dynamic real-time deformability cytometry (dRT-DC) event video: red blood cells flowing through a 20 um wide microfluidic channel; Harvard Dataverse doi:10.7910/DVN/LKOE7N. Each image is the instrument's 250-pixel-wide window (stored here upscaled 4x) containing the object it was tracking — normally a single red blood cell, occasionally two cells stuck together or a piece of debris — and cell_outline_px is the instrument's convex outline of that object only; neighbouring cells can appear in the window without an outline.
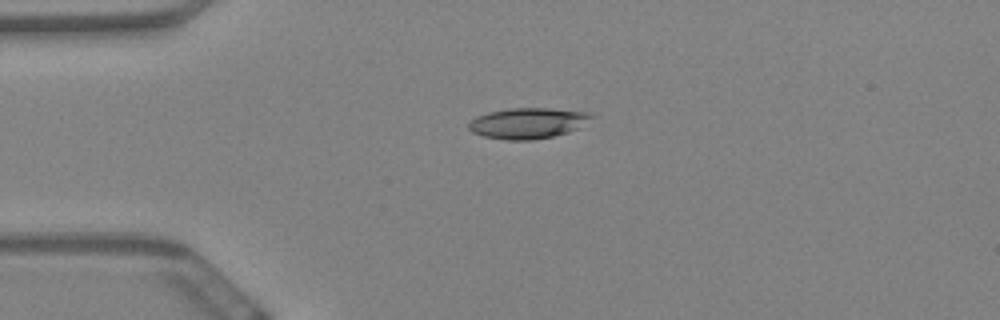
{"species": "Egyptian fruit bat (a non-hibernating species)", "species_latin": "Rousettus aegyptiacus", "temperature_condition": "warm", "stored_images_in_passage": 47, "camera_frame_rate_fps": 3000, "um_per_image_px": 0.085, "animal": {"sex": "female"}, "frame": {"image": 1, "passage_image": 1, "time_ms": 0.0, "image_size_px": [1000, 320], "cell_outline_px": [[596, 116], [576, 128], [568, 132], [552, 136], [532, 140], [504, 140], [484, 136], [472, 132], [468, 128], [468, 124], [476, 116], [488, 112], [508, 108], [548, 108], [588, 112]], "centroid_in_image_um": [44.84, 10.46], "position_along_channel_um": 40.2, "area_um2": 21.91}}
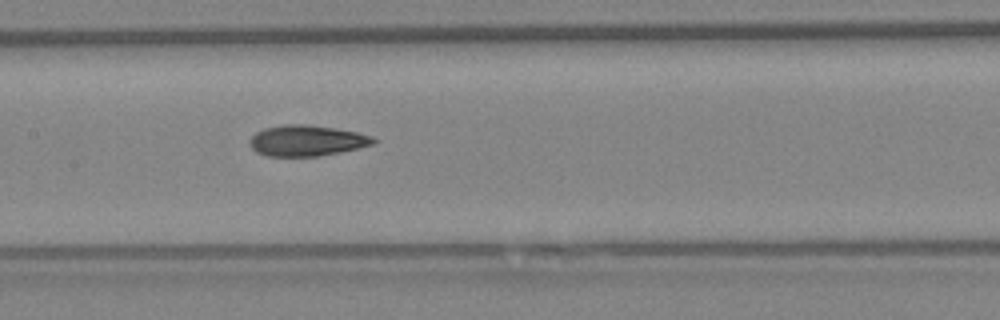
{"frame": {"image": 2, "passage_image": 16, "time_ms": 5.0, "image_size_px": [1000, 320], "cell_outline_px": [[376, 140], [372, 144], [340, 152], [320, 156], [268, 156], [256, 152], [252, 148], [248, 140], [256, 132], [264, 128], [284, 124], [308, 124], [336, 128], [356, 132], [372, 136]], "centroid_in_image_um": [26.03, 11.94], "position_along_channel_um": 181.4, "area_um2": 22.2}}
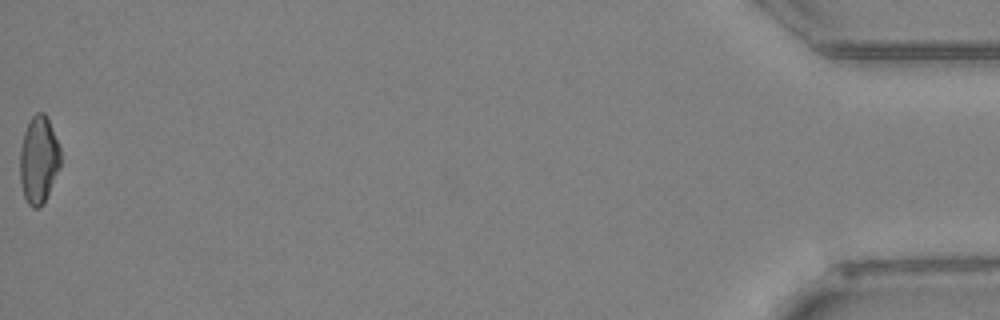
{"frame": {"image": 3, "passage_image": 47, "time_ms": 15.333, "image_size_px": [1000, 320], "cell_outline_px": [[60, 164], [44, 204], [40, 208], [32, 208], [28, 204], [24, 196], [20, 184], [20, 148], [24, 132], [28, 120], [36, 112], [44, 112], [48, 120], [60, 148]], "centroid_in_image_um": [3.26, 13.6], "position_along_channel_um": 431.9, "area_um2": 20.63}, "authors_computed_cell_mechanics": {"area_um2": 21.9062, "velocity_mm_per_s": 3.3956, "shape_relaxation_time_tau1_ms": null, "shape_relaxation_time_tau2_ms": 4.6449, "deformation_change_tau1": null, "deformation_change_tau2": 0.1272}}